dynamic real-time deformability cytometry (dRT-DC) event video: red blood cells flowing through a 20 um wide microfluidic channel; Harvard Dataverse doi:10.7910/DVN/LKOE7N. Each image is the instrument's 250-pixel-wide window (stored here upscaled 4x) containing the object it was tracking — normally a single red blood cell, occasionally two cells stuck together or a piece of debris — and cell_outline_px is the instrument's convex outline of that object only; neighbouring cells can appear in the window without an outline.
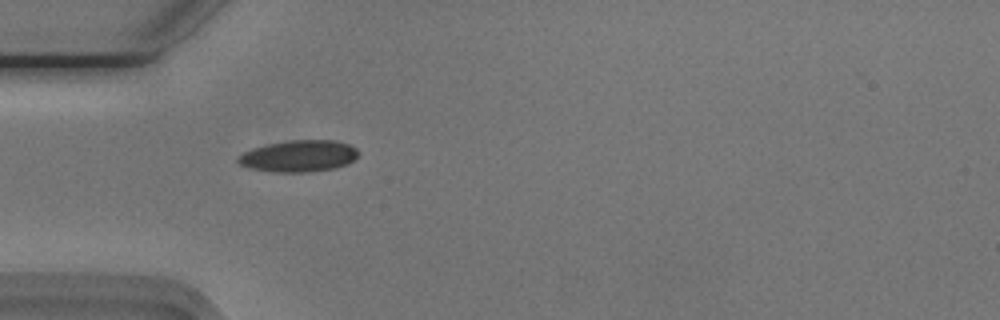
{"species": "Egyptian fruit bat (a non-hibernating species)", "species_latin": "Rousettus aegyptiacus", "temperature_condition": "cold", "stored_images_in_passage": 28, "camera_frame_rate_fps": 3000, "um_per_image_px": 0.085, "animal": {"sex": "male"}, "frame": {"image": 1, "passage_image": 2, "time_ms": 0.333, "image_size_px": [1000, 320], "cell_outline_px": [[360, 152], [348, 164], [336, 168], [308, 172], [276, 172], [248, 168], [240, 164], [236, 160], [236, 156], [252, 148], [268, 144], [288, 140], [332, 140], [348, 144], [356, 148]], "centroid_in_image_um": [25.38, 13.26], "position_along_channel_um": 59.6, "area_um2": 22.25}}
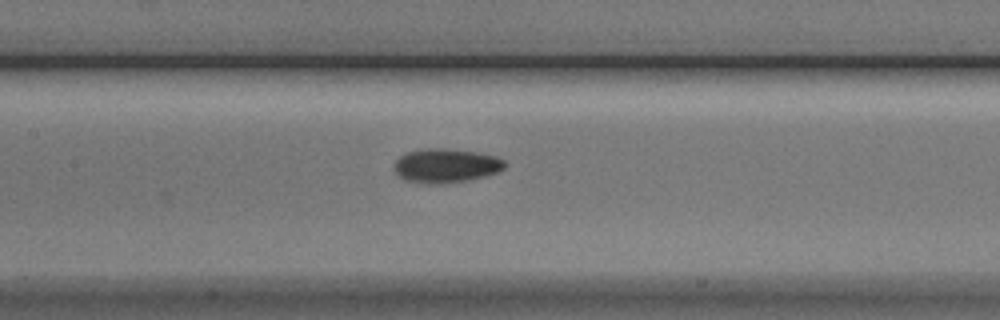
{"frame": {"image": 2, "passage_image": 11, "time_ms": 3.333, "image_size_px": [1000, 320], "cell_outline_px": [[508, 164], [504, 168], [496, 172], [484, 176], [468, 180], [440, 184], [420, 184], [404, 180], [396, 176], [396, 160], [404, 152], [428, 148], [444, 148], [476, 152], [496, 156], [504, 160]], "centroid_in_image_um": [37.88, 14.09], "position_along_channel_um": 169.5, "area_um2": 22.14}}
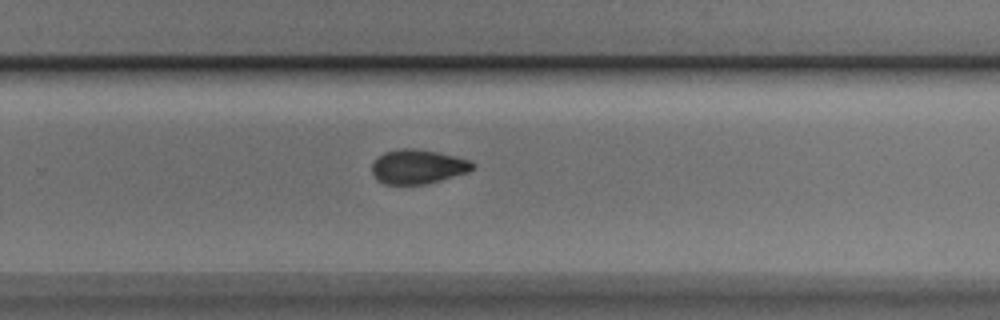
{"frame": {"image": 3, "passage_image": 21, "time_ms": 6.667, "image_size_px": [1000, 320], "cell_outline_px": [[476, 168], [468, 172], [440, 180], [424, 184], [384, 184], [376, 180], [372, 172], [372, 164], [384, 152], [400, 148], [412, 148], [436, 152], [468, 160], [476, 164]], "centroid_in_image_um": [35.51, 14.17], "position_along_channel_um": 294.3, "area_um2": 19.94}, "authors_computed_cell_mechanics": {"area_um2": 21.8484, "velocity_mm_per_s": 3.7738, "shape_relaxation_time_tau1_ms": 5.4727, "shape_relaxation_time_tau2_ms": null, "deformation_change_tau1": 0.1742, "deformation_change_tau2": null}}